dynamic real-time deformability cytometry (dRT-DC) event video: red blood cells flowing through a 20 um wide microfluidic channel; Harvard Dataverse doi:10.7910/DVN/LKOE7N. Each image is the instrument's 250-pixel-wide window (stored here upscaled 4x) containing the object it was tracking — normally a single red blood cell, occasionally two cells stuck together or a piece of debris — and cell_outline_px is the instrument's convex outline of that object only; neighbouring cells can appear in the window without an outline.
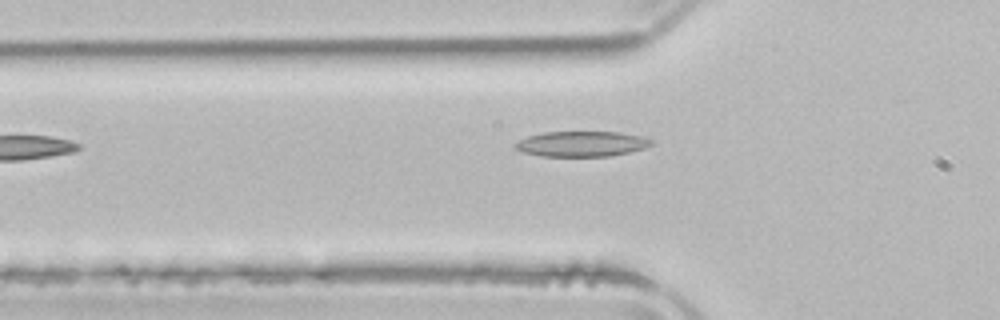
{"species": "common noctule bat (a hibernating species)", "species_latin": "Nyctalus noctula", "temperature_condition": "room temperature", "stored_images_in_passage": 6, "camera_frame_rate_fps": 3000, "um_per_image_px": 0.085, "animal": {"sex": "male", "body_mass_g": 21.5, "forearm_length_mm": 52.0}, "frame": {"image": 1, "passage_image": 4, "time_ms": 4.667, "image_size_px": [1000, 320], "cell_outline_px": [[652, 144], [644, 148], [612, 156], [540, 156], [524, 152], [516, 148], [512, 144], [528, 136], [544, 132], [620, 132], [640, 136], [652, 140]], "centroid_in_image_um": [49.42, 12.23], "position_along_channel_um": 76.4, "area_um2": 19.94}}